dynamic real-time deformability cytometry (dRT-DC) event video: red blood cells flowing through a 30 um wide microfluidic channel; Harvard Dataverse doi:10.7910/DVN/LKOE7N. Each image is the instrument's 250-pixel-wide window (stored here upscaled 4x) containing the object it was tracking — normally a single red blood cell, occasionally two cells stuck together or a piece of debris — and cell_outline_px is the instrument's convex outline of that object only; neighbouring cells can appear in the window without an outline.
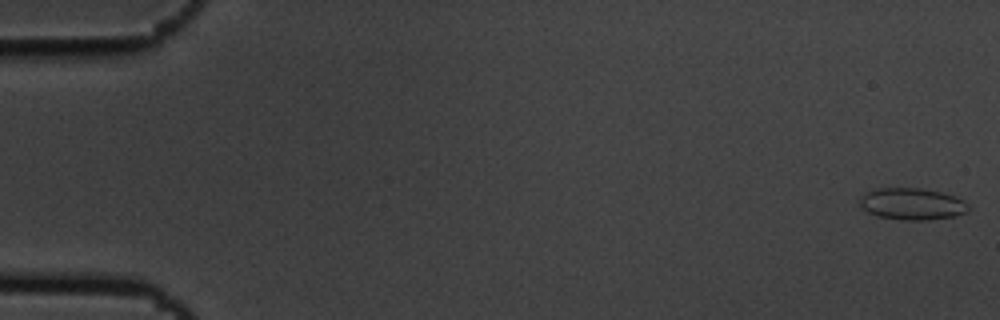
{"species": "common noctule bat (a hibernating species)", "species_latin": "Nyctalus noctula", "temperature_condition": "cold", "stored_images_in_passage": 55, "camera_frame_rate_fps": 3000, "um_per_image_px": 0.085, "animal": {"sex": "male", "body_mass_g": 19.5, "forearm_length_mm": 54.6}, "frame": {"image": 1, "passage_image": 1, "time_ms": 0.0, "image_size_px": [1000, 320], "cell_outline_px": [[968, 212], [956, 216], [928, 220], [900, 220], [876, 216], [868, 212], [860, 204], [860, 200], [864, 192], [876, 188], [920, 188], [940, 192], [956, 196], [964, 200], [968, 204]], "centroid_in_image_um": [77.54, 17.34], "position_along_channel_um": 7.5, "area_um2": 20.29}}
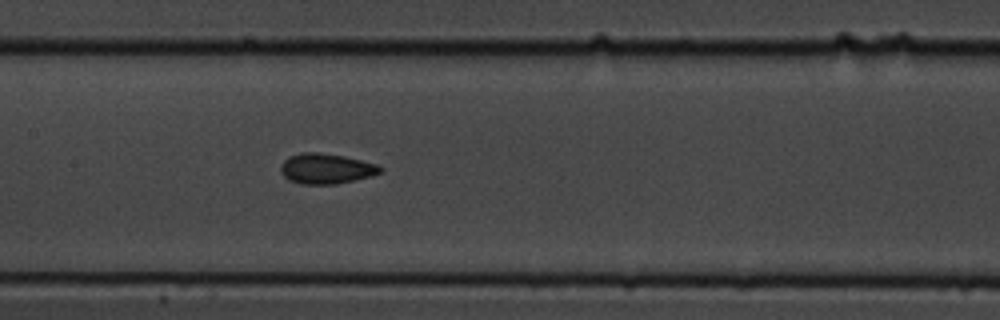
{"frame": {"image": 2, "passage_image": 27, "time_ms": 8.667, "image_size_px": [1000, 320], "cell_outline_px": [[384, 168], [380, 172], [368, 176], [336, 184], [300, 184], [288, 180], [280, 172], [280, 164], [288, 156], [300, 152], [316, 152], [344, 156], [376, 164]], "centroid_in_image_um": [27.65, 14.33], "position_along_channel_um": 179.8, "area_um2": 17.51}}
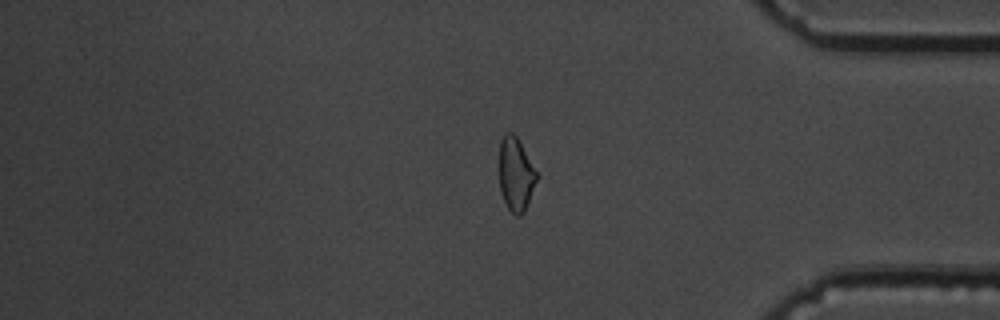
{"frame": {"image": 3, "passage_image": 46, "time_ms": 15.0, "image_size_px": [1000, 320], "cell_outline_px": [[540, 176], [524, 212], [520, 216], [516, 216], [504, 204], [500, 192], [500, 140], [504, 132], [512, 132], [516, 136]], "centroid_in_image_um": [43.86, 14.83], "position_along_channel_um": 391.3, "area_um2": 16.3}, "authors_computed_cell_mechanics": {"area_um2": 17.2822, "velocity_mm_per_s": 3.669, "shape_relaxation_time_tau1_ms": 7.3773, "shape_relaxation_time_tau2_ms": 1.6562, "deformation_change_tau1": 0.1052, "deformation_change_tau2": 0.0644}}